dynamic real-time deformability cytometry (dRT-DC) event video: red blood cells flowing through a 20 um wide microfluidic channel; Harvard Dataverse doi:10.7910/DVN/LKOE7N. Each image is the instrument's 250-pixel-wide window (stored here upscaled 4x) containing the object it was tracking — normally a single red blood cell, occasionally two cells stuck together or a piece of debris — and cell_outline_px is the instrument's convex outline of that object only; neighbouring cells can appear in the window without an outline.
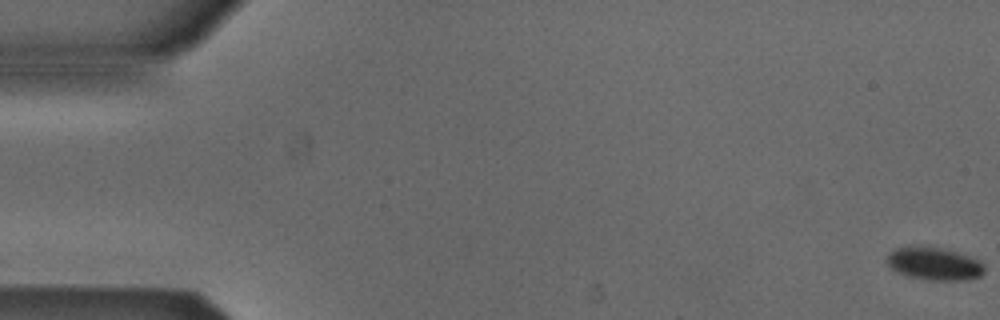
{"species": "Egyptian fruit bat (a non-hibernating species)", "species_latin": "Rousettus aegyptiacus", "temperature_condition": "cold", "stored_images_in_passage": 54, "camera_frame_rate_fps": 3000, "um_per_image_px": 0.085, "animal": {"sex": "male"}, "frame": {"image": 1, "passage_image": 1, "time_ms": 0.0, "image_size_px": [1000, 320], "cell_outline_px": [[984, 272], [980, 276], [968, 280], [928, 280], [908, 276], [888, 268], [888, 252], [896, 248], [908, 244], [920, 244], [944, 248], [980, 260], [984, 264]], "centroid_in_image_um": [79.37, 22.38], "position_along_channel_um": 5.6, "area_um2": 19.19}}
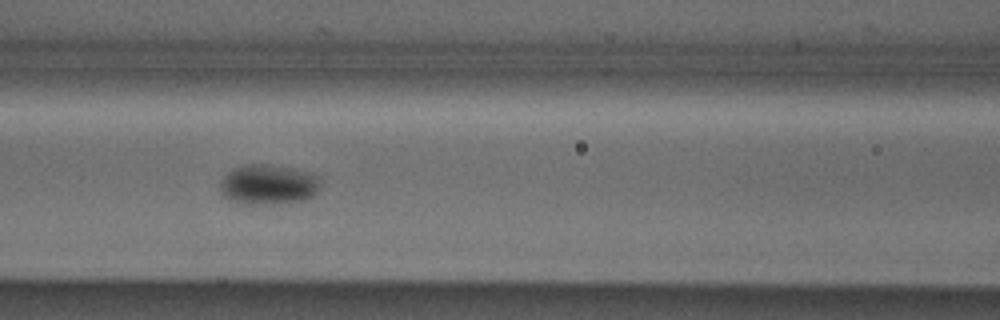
{"frame": {"image": 2, "passage_image": 24, "time_ms": 7.667, "image_size_px": [1000, 320], "cell_outline_px": [[320, 184], [316, 192], [312, 196], [304, 200], [260, 204], [248, 204], [228, 200], [220, 192], [220, 180], [232, 168], [244, 164], [264, 164], [292, 168], [308, 172], [320, 176]], "centroid_in_image_um": [22.77, 15.67], "position_along_channel_um": 143.8, "area_um2": 23.41}}
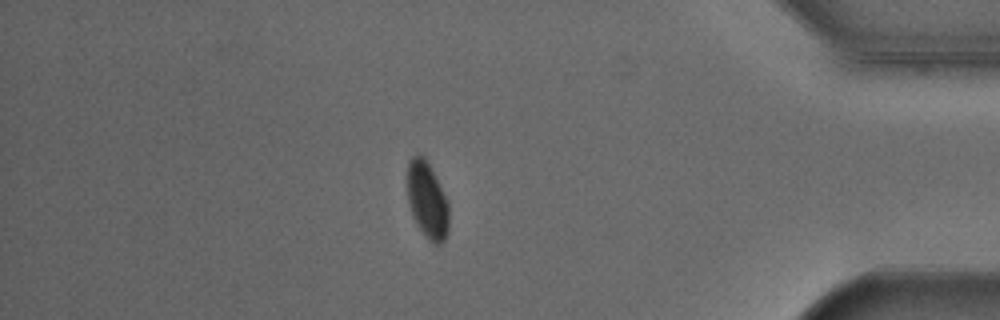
{"frame": {"image": 3, "passage_image": 47, "time_ms": 15.333, "image_size_px": [1000, 320], "cell_outline_px": [[448, 232], [444, 240], [440, 244], [432, 244], [424, 236], [416, 224], [412, 216], [408, 200], [408, 160], [416, 152], [420, 152], [424, 156], [448, 204]], "centroid_in_image_um": [36.29, 17.04], "position_along_channel_um": 398.9, "area_um2": 18.38}}